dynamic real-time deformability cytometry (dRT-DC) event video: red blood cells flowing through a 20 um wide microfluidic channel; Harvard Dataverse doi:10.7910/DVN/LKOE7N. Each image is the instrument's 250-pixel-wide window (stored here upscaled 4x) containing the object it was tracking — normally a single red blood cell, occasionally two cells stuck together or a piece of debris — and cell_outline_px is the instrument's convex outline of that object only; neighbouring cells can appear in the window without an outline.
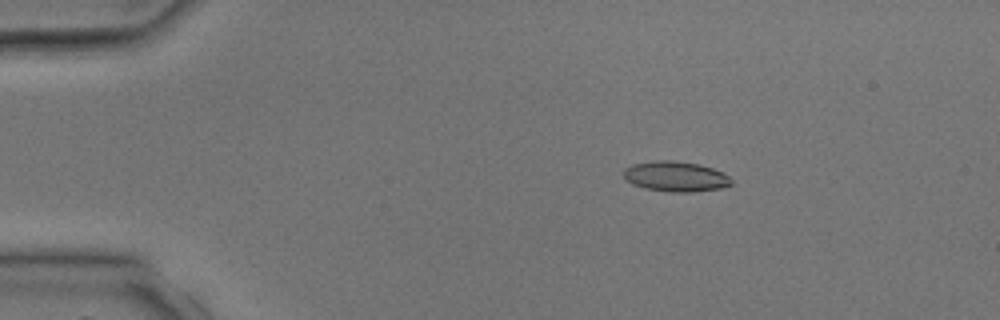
{"species": "common noctule bat (a hibernating species)", "species_latin": "Nyctalus noctula", "temperature_condition": "room temperature", "stored_images_in_passage": 3, "camera_frame_rate_fps": 3000, "um_per_image_px": 0.085, "animal": {"sex": "male", "body_mass_g": 17.9, "forearm_length_mm": 54.2}, "frame": {"image": 1, "passage_image": 1, "time_ms": 0.0, "image_size_px": [1000, 320], "cell_outline_px": [[732, 184], [720, 188], [692, 192], [672, 192], [644, 188], [632, 184], [624, 180], [624, 168], [632, 164], [656, 160], [672, 160], [700, 164], [724, 172], [732, 180]], "centroid_in_image_um": [57.41, 14.99], "position_along_channel_um": 27.6, "area_um2": 19.13}}
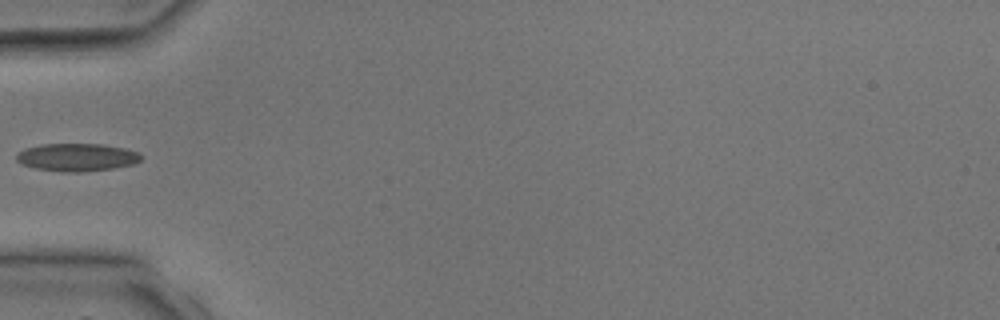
{"frame": {"image": 2, "passage_image": 3, "time_ms": 2.333, "image_size_px": [1000, 320], "cell_outline_px": [[144, 156], [140, 160], [132, 164], [112, 168], [80, 172], [64, 172], [36, 168], [24, 164], [16, 160], [16, 152], [40, 144], [100, 144], [124, 148], [136, 152]], "centroid_in_image_um": [6.53, 13.36], "position_along_channel_um": 78.5, "area_um2": 19.94}}